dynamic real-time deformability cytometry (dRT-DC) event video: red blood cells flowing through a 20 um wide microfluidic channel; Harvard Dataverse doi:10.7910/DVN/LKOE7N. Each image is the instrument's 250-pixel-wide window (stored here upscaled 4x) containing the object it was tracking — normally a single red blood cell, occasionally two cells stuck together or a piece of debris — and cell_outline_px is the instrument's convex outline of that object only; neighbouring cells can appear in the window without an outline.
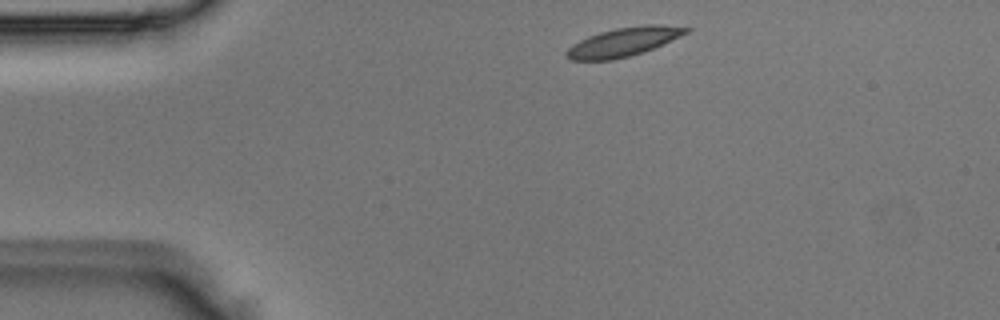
{"species": "Egyptian fruit bat (a non-hibernating species)", "species_latin": "Rousettus aegyptiacus", "temperature_condition": "room temperature", "stored_images_in_passage": 43, "camera_frame_rate_fps": 3000, "um_per_image_px": 0.085, "animal": {"sex": "male"}, "frame": {"image": 1, "passage_image": 2, "time_ms": 0.333, "image_size_px": [1000, 320], "cell_outline_px": [[692, 28], [688, 32], [680, 36], [644, 52], [612, 60], [568, 60], [564, 56], [564, 52], [572, 44], [588, 36], [600, 32], [616, 28], [644, 24], [660, 24]], "centroid_in_image_um": [52.96, 3.56], "position_along_channel_um": 32.0, "area_um2": 20.11}}
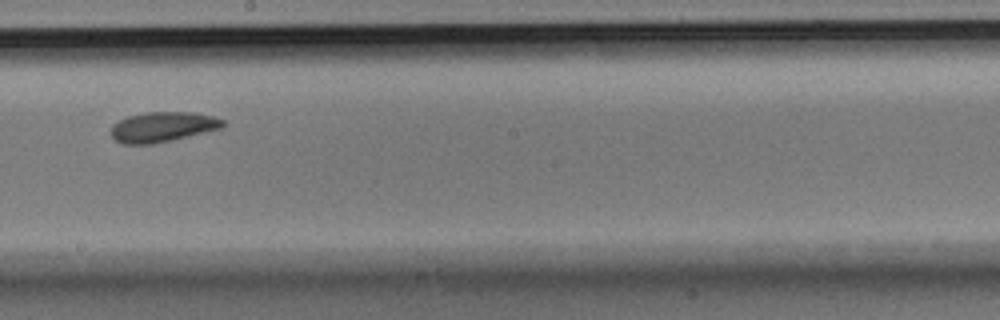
{"frame": {"image": 2, "passage_image": 21, "time_ms": 6.667, "image_size_px": [1000, 320], "cell_outline_px": [[228, 124], [224, 128], [172, 140], [152, 144], [124, 144], [116, 140], [108, 132], [112, 124], [128, 116], [148, 112], [196, 112], [212, 116], [224, 120]], "centroid_in_image_um": [13.85, 10.79], "position_along_channel_um": 234.3, "area_um2": 19.88}}
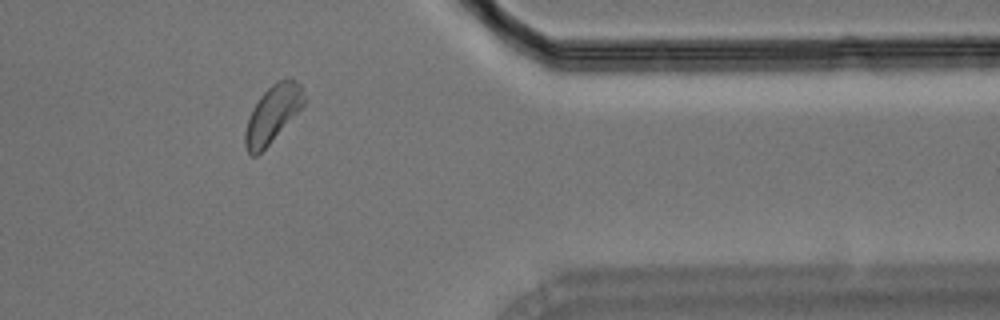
{"frame": {"image": 3, "passage_image": 34, "time_ms": 11.0, "image_size_px": [1000, 320], "cell_outline_px": [[308, 100], [268, 144], [256, 156], [252, 156], [248, 152], [244, 144], [244, 132], [252, 108], [260, 96], [276, 80], [288, 76], [296, 80], [300, 84]], "centroid_in_image_um": [23.19, 9.62], "position_along_channel_um": 388.2, "area_um2": 19.54}}